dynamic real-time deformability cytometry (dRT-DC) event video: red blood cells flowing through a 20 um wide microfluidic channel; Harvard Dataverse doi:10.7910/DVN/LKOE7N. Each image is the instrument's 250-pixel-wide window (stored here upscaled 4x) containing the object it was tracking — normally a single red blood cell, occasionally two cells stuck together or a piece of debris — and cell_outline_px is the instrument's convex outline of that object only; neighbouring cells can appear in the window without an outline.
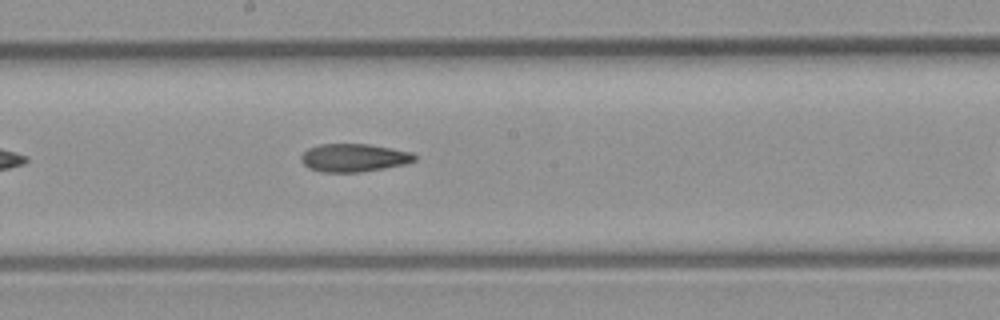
{"species": "common noctule bat (a hibernating species)", "species_latin": "Nyctalus noctula", "temperature_condition": "room temperature", "stored_images_in_passage": 32, "camera_frame_rate_fps": 3000, "um_per_image_px": 0.085, "animal": {"sex": "male", "body_mass_g": 23.1, "forearm_length_mm": 52.7}, "frame": {"image": 1, "passage_image": 19, "time_ms": 6.0, "image_size_px": [1000, 320], "cell_outline_px": [[416, 160], [404, 164], [384, 168], [360, 172], [320, 172], [308, 168], [300, 160], [300, 156], [308, 148], [320, 144], [368, 144], [392, 148], [412, 152], [416, 156]], "centroid_in_image_um": [30.06, 13.41], "position_along_channel_um": 218.1, "area_um2": 18.61}}